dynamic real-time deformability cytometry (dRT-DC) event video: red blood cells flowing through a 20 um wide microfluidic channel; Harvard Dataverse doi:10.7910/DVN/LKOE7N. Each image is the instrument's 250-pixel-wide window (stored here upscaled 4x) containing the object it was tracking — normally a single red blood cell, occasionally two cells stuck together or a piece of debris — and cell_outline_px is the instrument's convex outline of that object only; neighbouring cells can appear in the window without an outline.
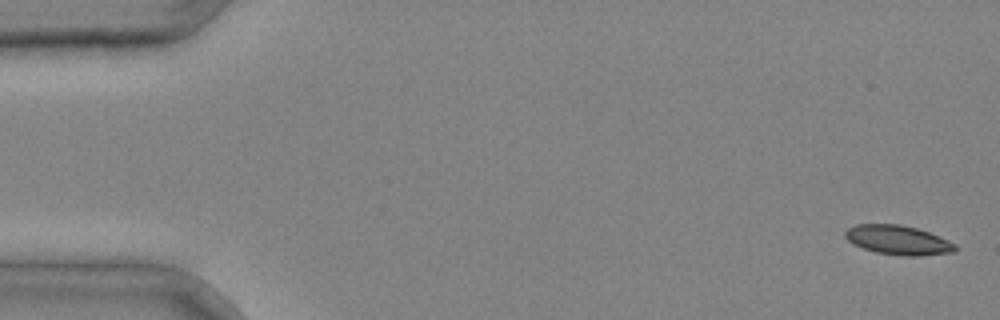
{"species": "common noctule bat (a hibernating species)", "species_latin": "Nyctalus noctula", "temperature_condition": "cold", "stored_images_in_passage": 3, "camera_frame_rate_fps": 3000, "um_per_image_px": 0.085, "animal": {"sex": "male", "body_mass_g": 20.4}, "frame": {"image": 1, "passage_image": 1, "time_ms": 0.0, "image_size_px": [1000, 320], "cell_outline_px": [[956, 252], [920, 256], [900, 256], [876, 252], [852, 244], [844, 236], [844, 232], [848, 228], [856, 224], [900, 224], [916, 228], [928, 232], [948, 240], [956, 244]], "centroid_in_image_um": [76.33, 20.41], "position_along_channel_um": 8.7, "area_um2": 18.9}}
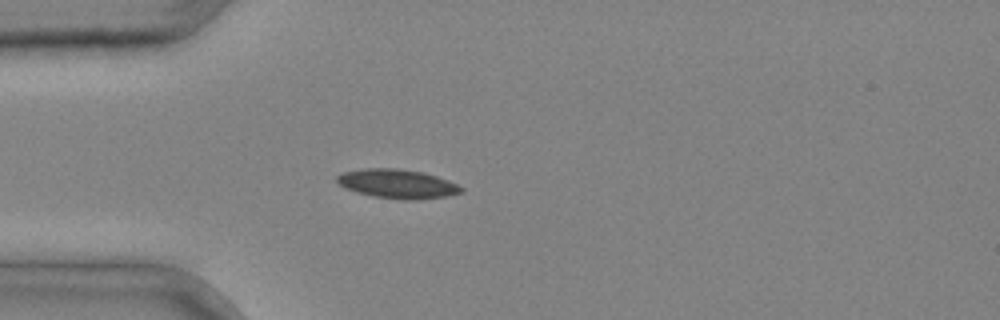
{"frame": {"image": 2, "passage_image": 3, "time_ms": 0.667, "image_size_px": [1000, 320], "cell_outline_px": [[464, 192], [448, 196], [416, 200], [400, 200], [376, 196], [356, 192], [344, 188], [336, 180], [336, 176], [344, 172], [364, 168], [396, 168], [420, 172], [436, 176], [448, 180], [464, 188]], "centroid_in_image_um": [33.79, 15.63], "position_along_channel_um": 51.2, "area_um2": 21.04}}